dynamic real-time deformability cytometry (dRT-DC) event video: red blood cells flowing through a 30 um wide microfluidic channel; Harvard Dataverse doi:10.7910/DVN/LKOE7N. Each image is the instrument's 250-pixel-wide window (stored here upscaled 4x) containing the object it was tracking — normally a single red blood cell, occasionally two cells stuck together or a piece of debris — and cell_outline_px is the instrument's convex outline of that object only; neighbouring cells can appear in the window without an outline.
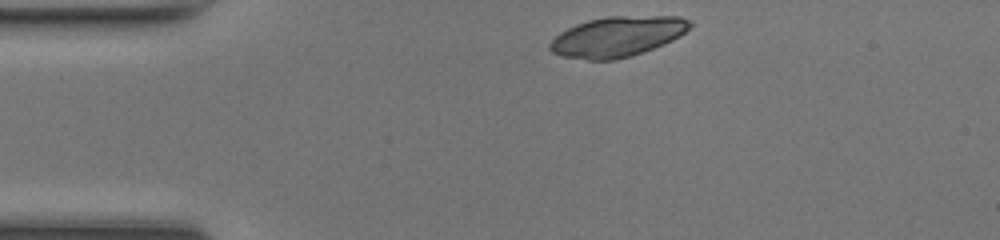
{"species": "common noctule bat (a hibernating species)", "species_latin": "Nyctalus noctula", "temperature_condition": "room temperature", "stored_images_in_passage": 39, "camera_frame_rate_fps": 3000, "um_per_image_px": 0.085, "animal": {"sex": "female", "body_mass_g": 17.0, "forearm_length_mm": 48.0}, "frame": {"image": 1, "passage_image": 1, "time_ms": 0.0, "image_size_px": [1000, 240], "cell_outline_px": [[692, 24], [680, 36], [672, 40], [632, 56], [616, 60], [588, 60], [560, 56], [552, 52], [548, 48], [548, 44], [560, 32], [576, 24], [588, 20], [608, 16], [680, 16], [692, 20]], "centroid_in_image_um": [52.46, 3.11], "position_along_channel_um": 32.5, "area_um2": 32.89}}
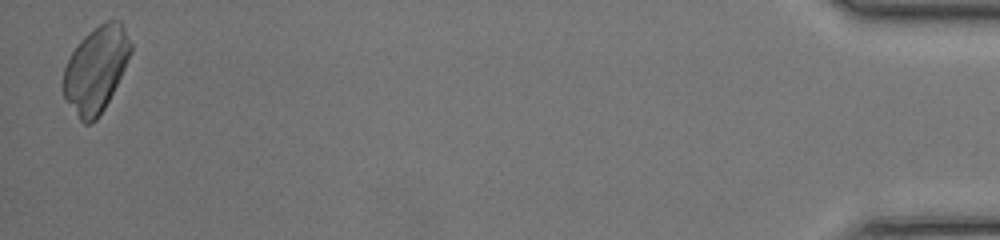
{"frame": {"image": 2, "passage_image": 39, "time_ms": 12.667, "image_size_px": [1000, 240], "cell_outline_px": [[132, 52], [104, 108], [96, 120], [88, 124], [84, 124], [80, 120], [64, 96], [64, 68], [72, 52], [80, 40], [88, 32], [104, 20], [120, 20], [124, 24], [132, 44]], "centroid_in_image_um": [8.18, 5.84], "position_along_channel_um": 427.0, "area_um2": 33.29}}